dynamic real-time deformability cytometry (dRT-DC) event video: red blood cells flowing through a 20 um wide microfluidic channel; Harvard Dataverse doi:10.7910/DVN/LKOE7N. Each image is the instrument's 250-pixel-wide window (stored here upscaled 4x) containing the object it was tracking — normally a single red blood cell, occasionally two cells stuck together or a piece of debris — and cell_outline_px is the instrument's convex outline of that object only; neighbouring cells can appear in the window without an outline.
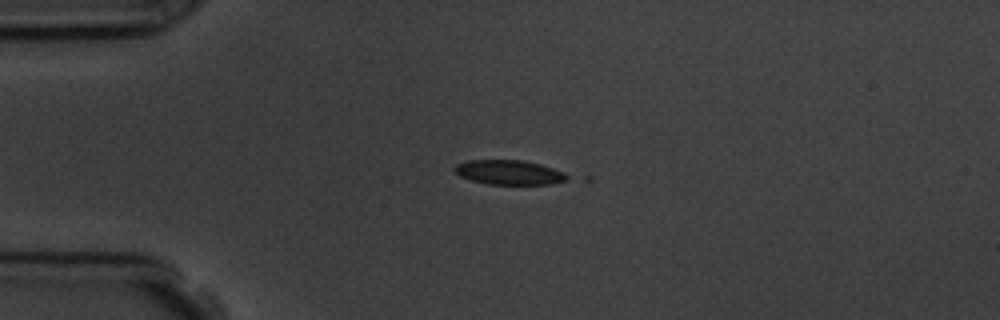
{"species": "common noctule bat (a hibernating species)", "species_latin": "Nyctalus noctula", "temperature_condition": "room temperature", "stored_images_in_passage": 4, "camera_frame_rate_fps": 3000, "um_per_image_px": 0.085, "animal": {"sex": "male", "body_mass_g": 19.5, "forearm_length_mm": 54.6}, "frame": {"image": 1, "passage_image": 3, "time_ms": 2.333, "image_size_px": [1000, 320], "cell_outline_px": [[572, 176], [564, 180], [552, 184], [488, 184], [472, 180], [460, 176], [452, 168], [456, 164], [468, 160], [524, 160], [540, 164], [564, 172]], "centroid_in_image_um": [43.27, 14.64], "position_along_channel_um": 41.7, "area_um2": 16.07}}